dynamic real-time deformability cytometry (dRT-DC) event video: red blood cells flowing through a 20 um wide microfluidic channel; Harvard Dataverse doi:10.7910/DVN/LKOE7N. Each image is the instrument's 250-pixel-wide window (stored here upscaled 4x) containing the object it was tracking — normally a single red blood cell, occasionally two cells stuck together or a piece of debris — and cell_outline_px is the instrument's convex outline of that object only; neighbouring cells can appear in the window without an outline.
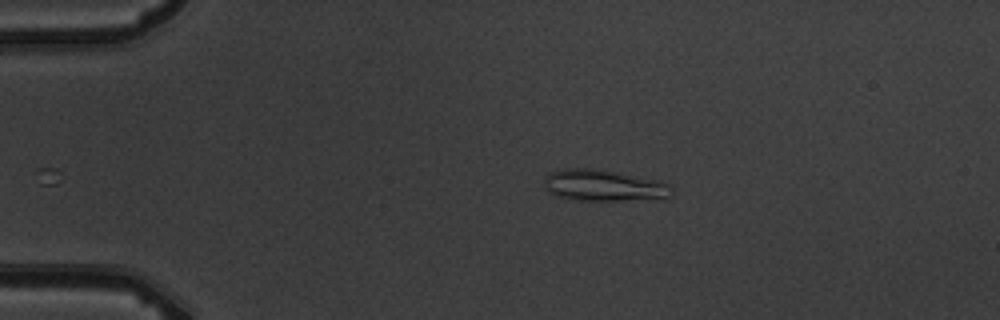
{"species": "common noctule bat (a hibernating species)", "species_latin": "Nyctalus noctula", "temperature_condition": "warm", "stored_images_in_passage": 5, "camera_frame_rate_fps": 3000, "um_per_image_px": 0.085, "animal": {"sex": "male", "body_mass_g": 19.5, "forearm_length_mm": 54.6}, "frame": {"image": 1, "passage_image": 5, "time_ms": 5.333, "image_size_px": [1000, 320], "cell_outline_px": [[672, 192], [668, 196], [620, 200], [572, 200], [548, 192], [544, 188], [544, 176], [552, 172], [564, 168], [588, 168], [612, 172], [656, 180], [668, 184], [672, 188]], "centroid_in_image_um": [51.19, 15.76], "position_along_channel_um": 33.8, "area_um2": 22.6}}